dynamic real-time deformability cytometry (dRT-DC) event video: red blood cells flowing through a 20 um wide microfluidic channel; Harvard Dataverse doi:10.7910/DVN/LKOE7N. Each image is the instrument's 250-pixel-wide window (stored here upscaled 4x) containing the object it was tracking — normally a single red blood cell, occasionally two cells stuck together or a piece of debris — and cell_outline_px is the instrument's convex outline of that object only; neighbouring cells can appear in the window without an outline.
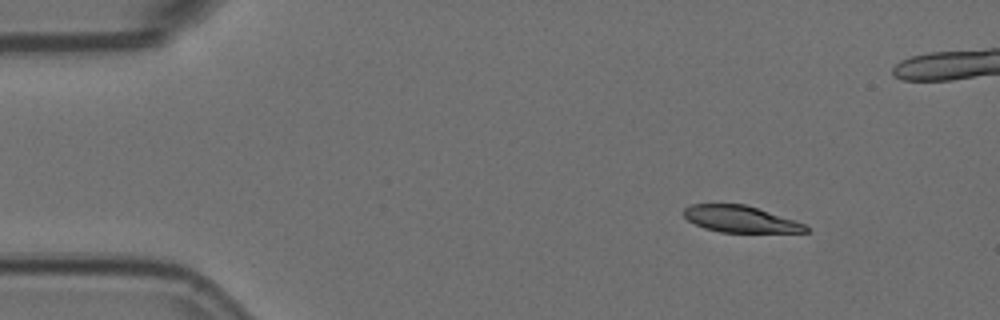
{"species": "Egyptian fruit bat (a non-hibernating species)", "species_latin": "Rousettus aegyptiacus", "temperature_condition": "room temperature", "stored_images_in_passage": 10, "segment_of_instrument_passage": [1, 2], "camera_frame_rate_fps": 3000, "um_per_image_px": 0.085, "animal": {"sex": "female"}, "frame": {"image": 1, "passage_image": 1, "time_ms": 0.0, "image_size_px": [1000, 320], "cell_outline_px": [[808, 232], [720, 232], [704, 228], [688, 220], [684, 216], [684, 208], [692, 204], [744, 204], [804, 224], [808, 228]], "centroid_in_image_um": [62.88, 18.62], "position_along_channel_um": 22.1, "area_um2": 18.44}}
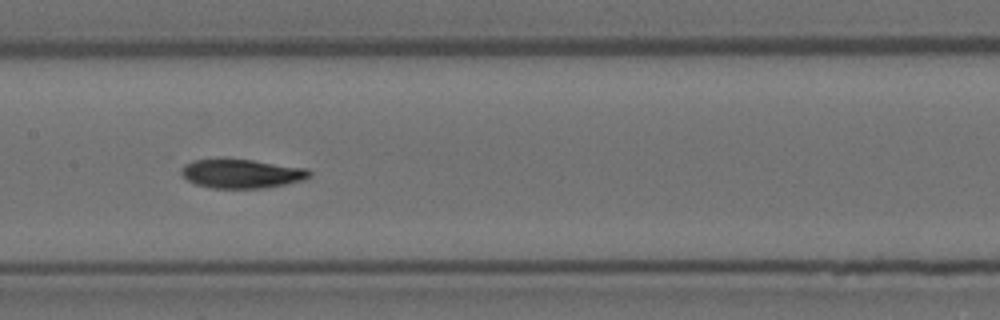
{"frame": {"image": 2, "passage_image": 7, "time_ms": 2.0, "image_size_px": [1000, 320], "cell_outline_px": [[312, 176], [304, 180], [264, 188], [212, 188], [196, 184], [188, 180], [180, 172], [180, 168], [184, 164], [192, 160], [252, 160], [308, 168], [312, 172]], "centroid_in_image_um": [20.57, 14.77], "position_along_channel_um": 186.8, "area_um2": 21.5}}
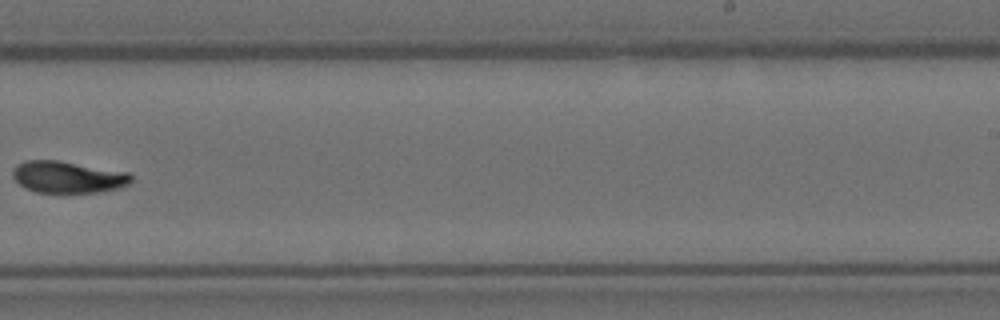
{"frame": {"image": 3, "passage_image": 9, "time_ms": 2.667, "image_size_px": [1000, 320], "cell_outline_px": [[132, 180], [128, 184], [116, 188], [100, 192], [36, 192], [24, 188], [12, 176], [12, 172], [16, 164], [24, 160], [60, 160], [128, 172], [132, 176]], "centroid_in_image_um": [5.74, 15.03], "position_along_channel_um": 283.3, "area_um2": 21.96}}